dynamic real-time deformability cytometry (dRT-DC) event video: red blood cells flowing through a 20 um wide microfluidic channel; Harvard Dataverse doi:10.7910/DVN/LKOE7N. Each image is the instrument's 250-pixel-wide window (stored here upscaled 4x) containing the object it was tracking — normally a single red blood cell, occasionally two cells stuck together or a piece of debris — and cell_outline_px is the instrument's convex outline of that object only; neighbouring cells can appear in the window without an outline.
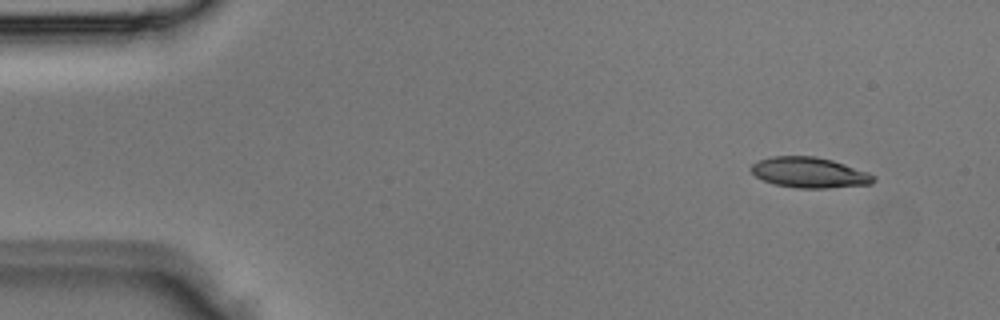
{"species": "Egyptian fruit bat (a non-hibernating species)", "species_latin": "Rousettus aegyptiacus", "temperature_condition": "room temperature", "stored_images_in_passage": 2, "camera_frame_rate_fps": 3000, "um_per_image_px": 0.085, "animal": {"sex": "male"}, "frame": {"image": 1, "passage_image": 1, "time_ms": 0.0, "image_size_px": [1000, 320], "cell_outline_px": [[876, 180], [872, 184], [828, 188], [796, 188], [776, 184], [764, 180], [756, 176], [748, 168], [752, 164], [760, 160], [772, 156], [816, 156], [832, 160], [868, 172], [876, 176]], "centroid_in_image_um": [68.82, 14.67], "position_along_channel_um": 16.2, "area_um2": 21.79}}